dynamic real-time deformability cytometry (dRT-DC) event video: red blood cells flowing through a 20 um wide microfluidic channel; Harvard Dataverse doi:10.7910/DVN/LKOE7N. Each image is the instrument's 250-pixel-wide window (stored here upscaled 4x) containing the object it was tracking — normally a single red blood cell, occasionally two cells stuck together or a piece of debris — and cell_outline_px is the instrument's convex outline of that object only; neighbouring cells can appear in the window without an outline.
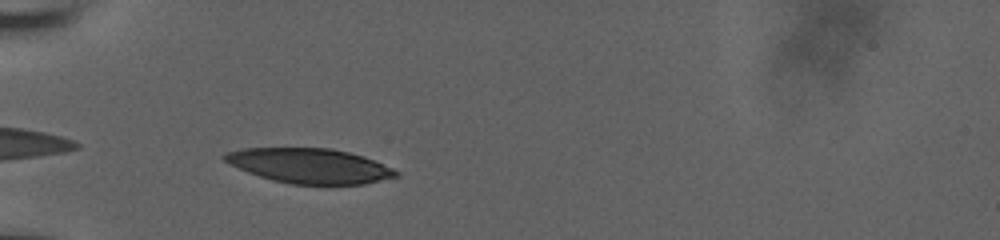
{"species": "human", "species_latin": "Homo sapiens", "temperature_condition": "room temperature", "stored_images_in_passage": 30, "camera_frame_rate_fps": 3000, "um_per_image_px": 0.085, "donor": {"sex": "male"}, "frame": {"image": 1, "passage_image": 1, "time_ms": 0.0, "image_size_px": [1000, 240], "cell_outline_px": [[400, 176], [364, 184], [292, 184], [272, 180], [248, 172], [228, 164], [220, 156], [224, 152], [244, 148], [332, 148], [364, 156], [392, 168], [400, 172]], "centroid_in_image_um": [26.3, 14.09], "position_along_channel_um": 58.7, "area_um2": 34.91}}
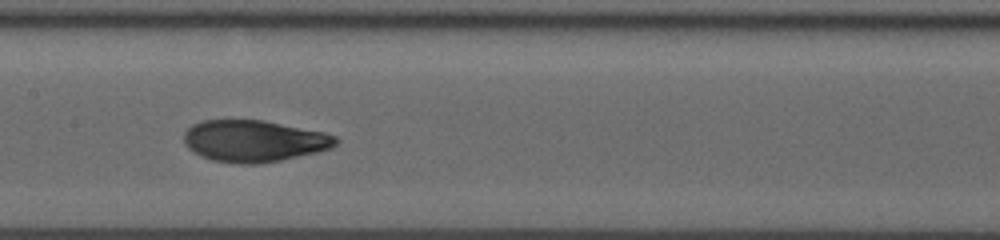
{"frame": {"image": 2, "passage_image": 12, "time_ms": 3.667, "image_size_px": [1000, 240], "cell_outline_px": [[340, 140], [332, 148], [316, 152], [280, 160], [260, 164], [240, 164], [212, 160], [200, 156], [188, 148], [184, 144], [184, 132], [192, 124], [200, 120], [264, 120], [324, 132], [336, 136]], "centroid_in_image_um": [21.57, 11.98], "position_along_channel_um": 185.8, "area_um2": 37.05}}
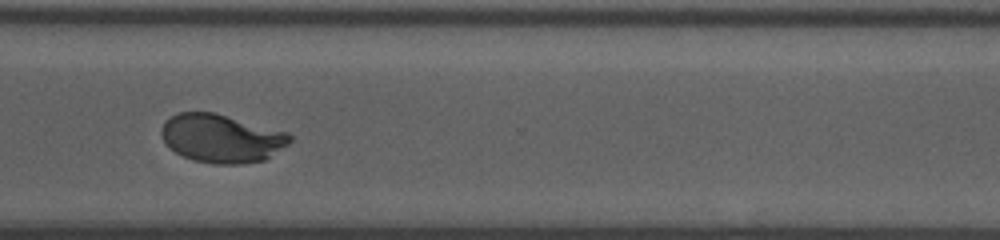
{"frame": {"image": 3, "passage_image": 25, "time_ms": 8.0, "image_size_px": [1000, 240], "cell_outline_px": [[292, 140], [288, 144], [264, 160], [240, 164], [212, 164], [192, 160], [168, 148], [160, 132], [160, 128], [164, 120], [180, 112], [216, 112], [288, 132], [292, 136]], "centroid_in_image_um": [18.81, 11.75], "position_along_channel_um": 351.8, "area_um2": 36.47}, "authors_computed_cell_mechanics": {"area_um2": 37.3388, "velocity_mm_per_s": 3.8456, "shape_relaxation_time_tau1_ms": 5.5497, "shape_relaxation_time_tau2_ms": 0.892, "deformation_change_tau1": 0.2445, "deformation_change_tau2": 0.0576}}